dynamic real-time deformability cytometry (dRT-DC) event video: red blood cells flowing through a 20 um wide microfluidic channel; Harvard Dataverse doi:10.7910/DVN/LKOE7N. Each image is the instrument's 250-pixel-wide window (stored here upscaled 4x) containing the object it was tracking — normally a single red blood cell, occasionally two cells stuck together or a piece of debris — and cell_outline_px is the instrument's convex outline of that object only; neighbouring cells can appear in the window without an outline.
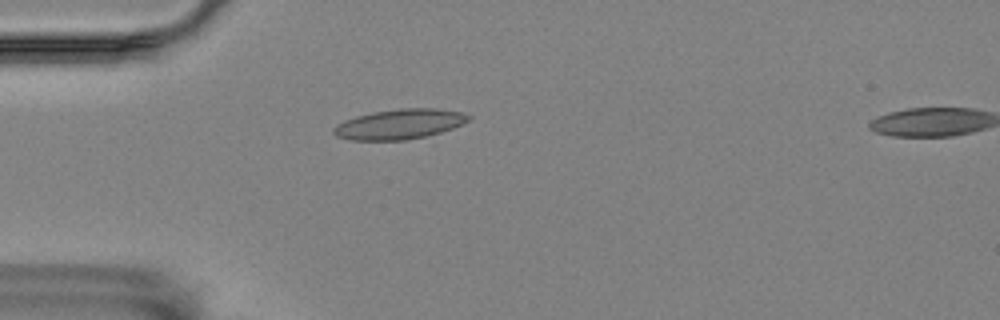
{"species": "Egyptian fruit bat (a non-hibernating species)", "species_latin": "Rousettus aegyptiacus", "temperature_condition": "room temperature", "stored_images_in_passage": 50, "camera_frame_rate_fps": 3000, "um_per_image_px": 0.085, "animal": {"sex": "female"}, "frame": {"image": 1, "passage_image": 9, "time_ms": 2.667, "image_size_px": [1000, 320], "cell_outline_px": [[472, 116], [468, 120], [452, 128], [440, 132], [424, 136], [404, 140], [348, 140], [336, 136], [332, 132], [332, 128], [336, 124], [344, 120], [356, 116], [372, 112], [400, 108], [436, 108], [460, 112]], "centroid_in_image_um": [33.89, 10.55], "position_along_channel_um": 51.1, "area_um2": 23.52}}
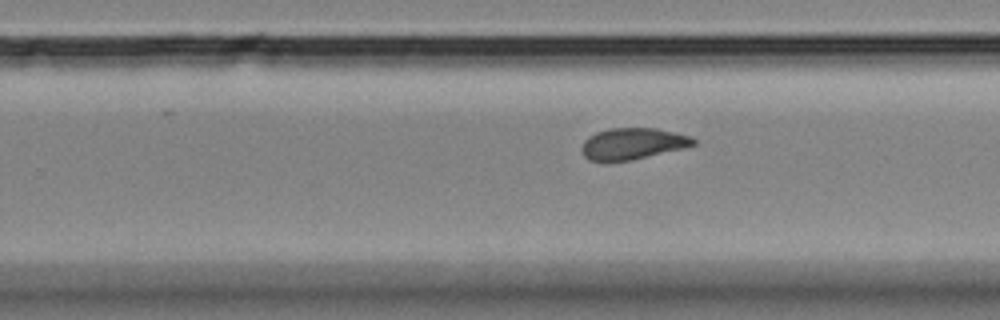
{"frame": {"image": 2, "passage_image": 29, "time_ms": 9.333, "image_size_px": [1000, 320], "cell_outline_px": [[696, 144], [684, 148], [632, 160], [588, 160], [584, 156], [580, 148], [584, 140], [588, 136], [596, 132], [608, 128], [656, 128], [692, 136], [696, 140]], "centroid_in_image_um": [53.78, 12.2], "position_along_channel_um": 276.0, "area_um2": 20.46}}
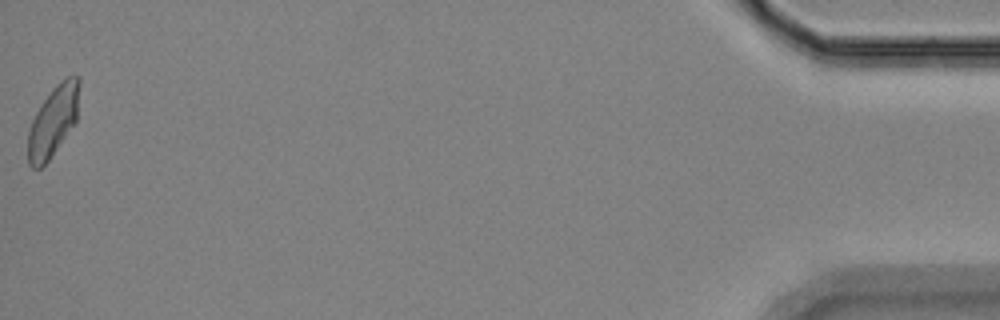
{"frame": {"image": 3, "passage_image": 50, "time_ms": 16.333, "image_size_px": [1000, 320], "cell_outline_px": [[80, 84], [76, 120], [48, 160], [40, 168], [32, 168], [28, 164], [28, 128], [40, 104], [52, 88], [60, 80], [68, 76], [80, 76]], "centroid_in_image_um": [4.5, 10.25], "position_along_channel_um": 430.7, "area_um2": 20.92}, "authors_computed_cell_mechanics": {"area_um2": 20.9814, "velocity_mm_per_s": 3.5243, "shape_relaxation_time_tau1_ms": null, "shape_relaxation_time_tau2_ms": 2.4615, "deformation_change_tau1": null, "deformation_change_tau2": 0.085}}